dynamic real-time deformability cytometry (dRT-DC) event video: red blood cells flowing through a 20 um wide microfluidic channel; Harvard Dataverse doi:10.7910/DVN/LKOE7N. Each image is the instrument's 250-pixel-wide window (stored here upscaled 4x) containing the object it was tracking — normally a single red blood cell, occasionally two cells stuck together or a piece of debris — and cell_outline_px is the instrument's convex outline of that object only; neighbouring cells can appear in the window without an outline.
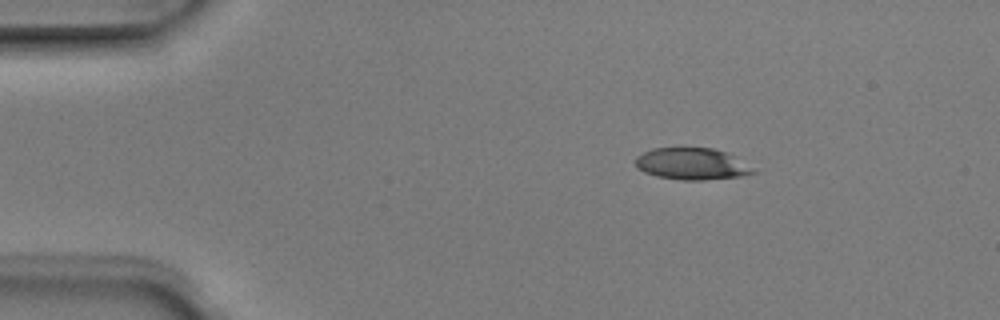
{"species": "Egyptian fruit bat (a non-hibernating species)", "species_latin": "Rousettus aegyptiacus", "temperature_condition": "room temperature", "stored_images_in_passage": 4, "segment_of_instrument_passage": [1, 2], "camera_frame_rate_fps": 3000, "um_per_image_px": 0.085, "animal": {"sex": "male"}, "frame": {"image": 1, "passage_image": 1, "time_ms": 0.0, "image_size_px": [1000, 320], "cell_outline_px": [[756, 172], [744, 176], [704, 180], [680, 180], [656, 176], [644, 172], [636, 168], [636, 156], [652, 148], [684, 144], [712, 148], [728, 152], [736, 156]], "centroid_in_image_um": [58.77, 13.88], "position_along_channel_um": 26.2, "area_um2": 22.72}}
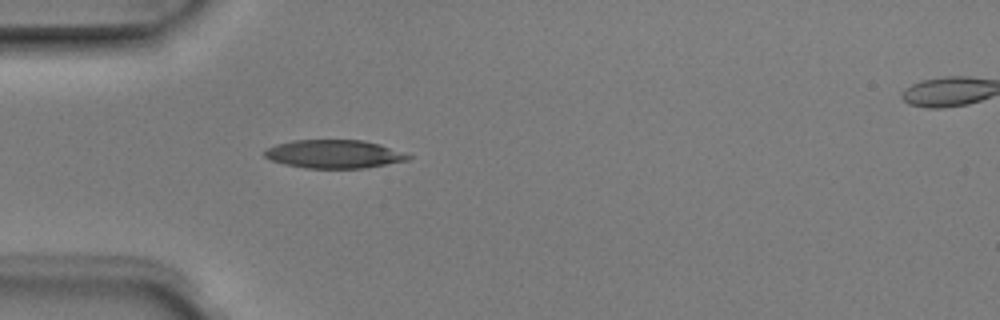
{"frame": {"image": 2, "passage_image": 3, "time_ms": 0.667, "image_size_px": [1000, 320], "cell_outline_px": [[412, 156], [408, 160], [364, 168], [304, 168], [284, 164], [272, 160], [264, 156], [264, 152], [268, 148], [276, 144], [292, 140], [364, 140], [380, 144], [404, 152]], "centroid_in_image_um": [28.4, 13.09], "position_along_channel_um": 56.6, "area_um2": 23.7}}